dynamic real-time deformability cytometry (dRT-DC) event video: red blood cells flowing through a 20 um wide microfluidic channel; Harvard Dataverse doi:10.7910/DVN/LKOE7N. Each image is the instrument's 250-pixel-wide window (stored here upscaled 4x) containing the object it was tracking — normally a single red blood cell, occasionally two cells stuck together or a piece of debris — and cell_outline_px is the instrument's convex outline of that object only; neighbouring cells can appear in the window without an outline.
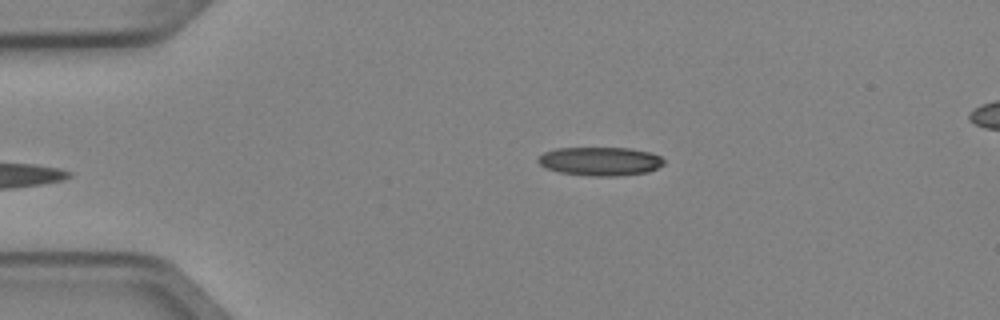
{"species": "Egyptian fruit bat (a non-hibernating species)", "species_latin": "Rousettus aegyptiacus", "temperature_condition": "cold", "stored_images_in_passage": 3, "camera_frame_rate_fps": 3000, "um_per_image_px": 0.085, "animal": {"sex": "female"}, "frame": {"image": 1, "passage_image": 3, "time_ms": 0.667, "image_size_px": [1000, 320], "cell_outline_px": [[664, 164], [648, 172], [620, 176], [588, 176], [560, 172], [548, 168], [540, 164], [536, 160], [544, 152], [556, 148], [628, 148], [648, 152], [660, 156], [664, 160]], "centroid_in_image_um": [51.02, 13.71], "position_along_channel_um": 34.0, "area_um2": 20.92}}